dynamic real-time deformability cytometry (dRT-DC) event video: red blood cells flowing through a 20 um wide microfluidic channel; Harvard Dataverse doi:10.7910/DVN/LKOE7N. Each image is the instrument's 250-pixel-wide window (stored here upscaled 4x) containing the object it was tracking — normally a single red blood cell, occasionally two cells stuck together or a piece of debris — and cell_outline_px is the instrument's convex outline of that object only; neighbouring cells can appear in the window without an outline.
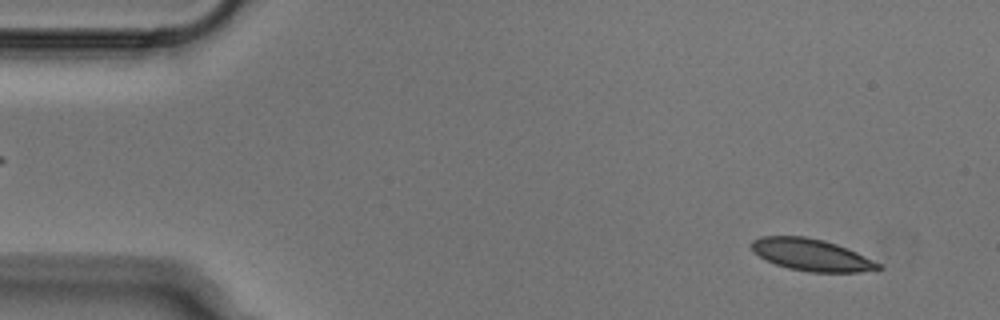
{"species": "Egyptian fruit bat (a non-hibernating species)", "species_latin": "Rousettus aegyptiacus", "temperature_condition": "cold", "stored_images_in_passage": 51, "camera_frame_rate_fps": 3000, "um_per_image_px": 0.085, "animal": {"sex": "male"}, "frame": {"image": 1, "passage_image": 3, "time_ms": 0.667, "image_size_px": [1000, 320], "cell_outline_px": [[884, 268], [860, 272], [808, 272], [788, 268], [764, 260], [752, 252], [748, 244], [752, 240], [760, 236], [804, 236], [824, 240], [848, 248], [880, 264]], "centroid_in_image_um": [68.89, 21.65], "position_along_channel_um": 16.1, "area_um2": 23.81}}
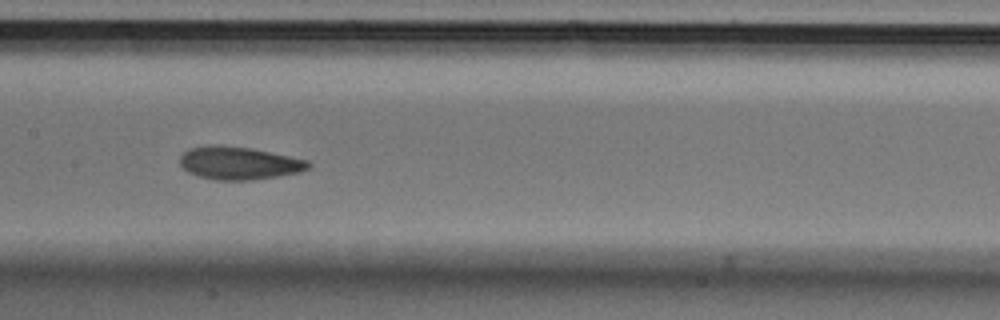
{"frame": {"image": 2, "passage_image": 24, "time_ms": 7.667, "image_size_px": [1000, 320], "cell_outline_px": [[312, 168], [300, 172], [252, 180], [216, 180], [200, 176], [188, 172], [180, 164], [180, 156], [188, 148], [212, 144], [252, 148], [308, 160], [312, 164]], "centroid_in_image_um": [20.33, 13.85], "position_along_channel_um": 187.1, "area_um2": 24.68}}
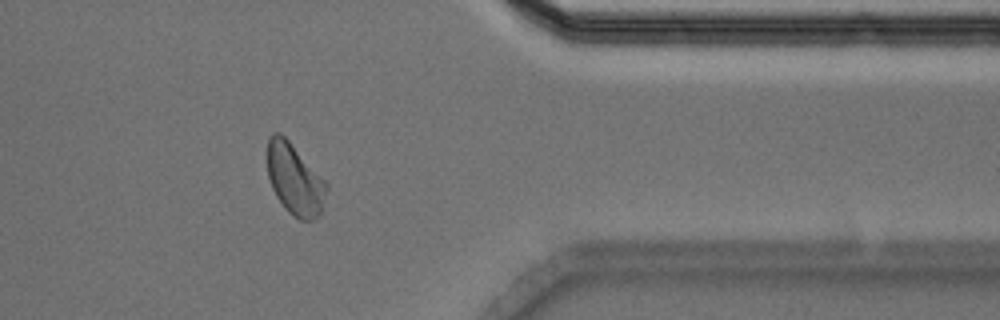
{"frame": {"image": 3, "passage_image": 41, "time_ms": 13.333, "image_size_px": [1000, 320], "cell_outline_px": [[328, 188], [320, 212], [312, 220], [300, 220], [288, 212], [284, 208], [276, 196], [272, 188], [268, 176], [268, 136], [272, 132], [280, 132], [288, 140], [328, 184]], "centroid_in_image_um": [25.03, 15.24], "position_along_channel_um": 386.4, "area_um2": 24.22}}